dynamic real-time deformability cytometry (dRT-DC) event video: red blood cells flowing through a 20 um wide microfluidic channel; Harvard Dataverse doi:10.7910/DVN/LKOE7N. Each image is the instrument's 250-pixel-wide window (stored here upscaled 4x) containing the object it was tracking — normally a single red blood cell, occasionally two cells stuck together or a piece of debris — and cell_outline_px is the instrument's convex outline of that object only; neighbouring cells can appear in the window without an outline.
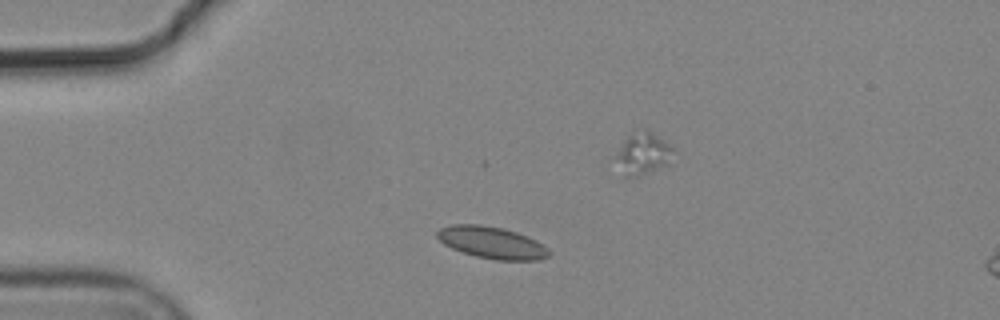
{"species": "common noctule bat (a hibernating species)", "species_latin": "Nyctalus noctula", "temperature_condition": "cold", "stored_images_in_passage": 3, "segment_of_instrument_passage": [1, 2], "camera_frame_rate_fps": 3000, "um_per_image_px": 0.085, "animal": {"sex": "male", "body_mass_g": 19.2, "forearm_length_mm": 51.8}, "frame": {"image": 1, "passage_image": 1, "time_ms": 0.0, "image_size_px": [1000, 320], "cell_outline_px": [[552, 252], [548, 256], [540, 260], [496, 260], [476, 256], [452, 248], [444, 244], [436, 236], [436, 232], [440, 228], [452, 224], [480, 224], [504, 228], [528, 236], [536, 240], [548, 248]], "centroid_in_image_um": [41.83, 20.61], "position_along_channel_um": 43.2, "area_um2": 20.87}}